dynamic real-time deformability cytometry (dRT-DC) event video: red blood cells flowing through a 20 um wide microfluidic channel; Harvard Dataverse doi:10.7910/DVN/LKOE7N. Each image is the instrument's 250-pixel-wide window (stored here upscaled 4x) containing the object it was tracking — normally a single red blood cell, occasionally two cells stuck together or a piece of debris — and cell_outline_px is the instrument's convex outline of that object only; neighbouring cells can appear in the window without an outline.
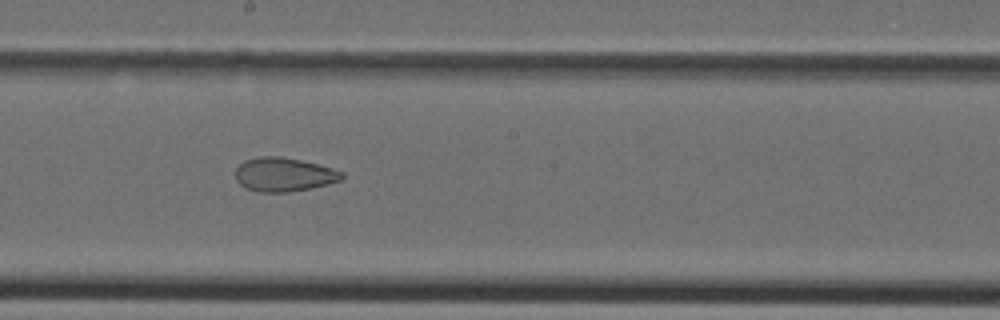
{"species": "Egyptian fruit bat (a non-hibernating species)", "species_latin": "Rousettus aegyptiacus", "temperature_condition": "cold", "stored_images_in_passage": 20, "camera_frame_rate_fps": 3000, "um_per_image_px": 0.085, "animal": {"sex": "female"}, "frame": {"image": 1, "passage_image": 12, "time_ms": 3.667, "image_size_px": [1000, 320], "cell_outline_px": [[344, 176], [340, 180], [312, 188], [288, 192], [256, 192], [244, 188], [236, 180], [236, 168], [244, 160], [260, 156], [280, 156], [300, 160], [332, 168], [344, 172]], "centroid_in_image_um": [24.1, 14.84], "position_along_channel_um": 224.1, "area_um2": 21.04}}
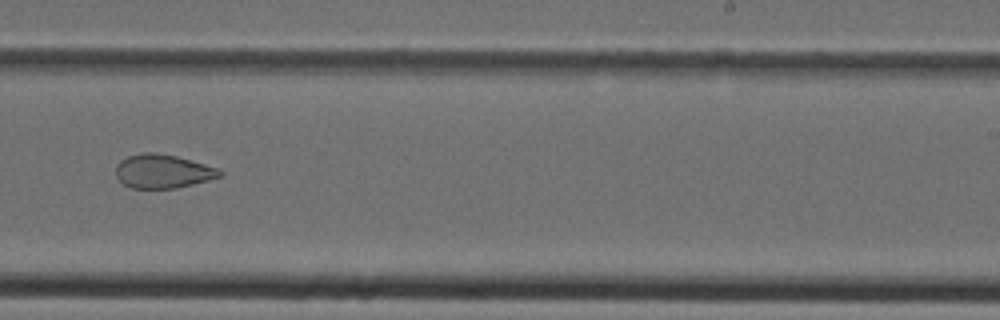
{"frame": {"image": 2, "passage_image": 15, "time_ms": 4.667, "image_size_px": [1000, 320], "cell_outline_px": [[224, 172], [220, 176], [208, 180], [176, 188], [132, 188], [124, 184], [116, 176], [116, 164], [120, 160], [128, 156], [144, 152], [156, 152], [176, 156], [220, 168]], "centroid_in_image_um": [13.84, 14.55], "position_along_channel_um": 275.2, "area_um2": 20.46}}
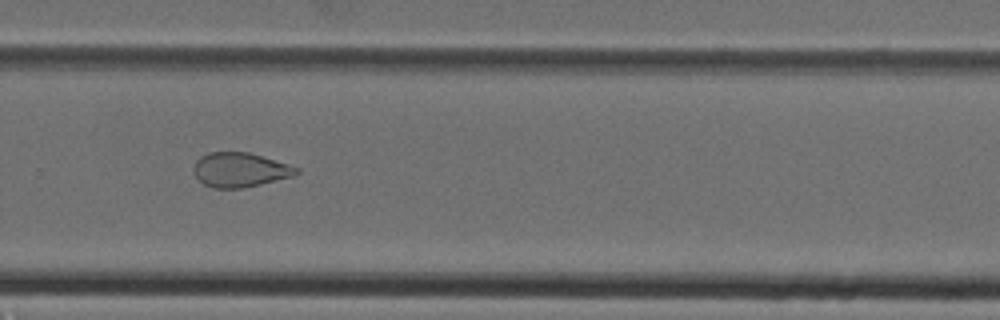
{"frame": {"image": 3, "passage_image": 17, "time_ms": 5.333, "image_size_px": [1000, 320], "cell_outline_px": [[300, 172], [292, 176], [244, 188], [212, 188], [204, 184], [192, 172], [192, 168], [196, 160], [200, 156], [208, 152], [248, 152], [288, 164], [300, 168]], "centroid_in_image_um": [20.36, 14.43], "position_along_channel_um": 309.4, "area_um2": 20.63}}